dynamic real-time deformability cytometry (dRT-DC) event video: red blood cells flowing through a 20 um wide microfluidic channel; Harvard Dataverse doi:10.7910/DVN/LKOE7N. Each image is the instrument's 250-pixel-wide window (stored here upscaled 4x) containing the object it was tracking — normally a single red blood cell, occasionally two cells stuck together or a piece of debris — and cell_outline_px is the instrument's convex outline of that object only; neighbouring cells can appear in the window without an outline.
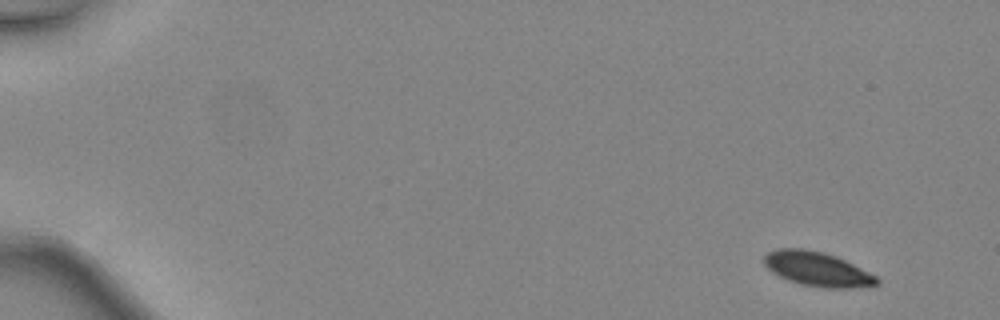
{"species": "common noctule bat (a hibernating species)", "species_latin": "Nyctalus noctula", "temperature_condition": "warm", "stored_images_in_passage": 45, "camera_frame_rate_fps": 3000, "um_per_image_px": 0.085, "animal": {"sex": "female", "body_mass_g": 24.6, "forearm_length_mm": 56.2}, "frame": {"image": 1, "passage_image": 1, "time_ms": 0.0, "image_size_px": [1000, 320], "cell_outline_px": [[880, 284], [852, 288], [828, 288], [800, 284], [788, 280], [772, 272], [764, 264], [764, 256], [768, 252], [776, 248], [804, 248], [824, 252], [836, 256], [876, 276], [880, 280]], "centroid_in_image_um": [69.46, 22.86], "position_along_channel_um": 15.5, "area_um2": 22.48}}
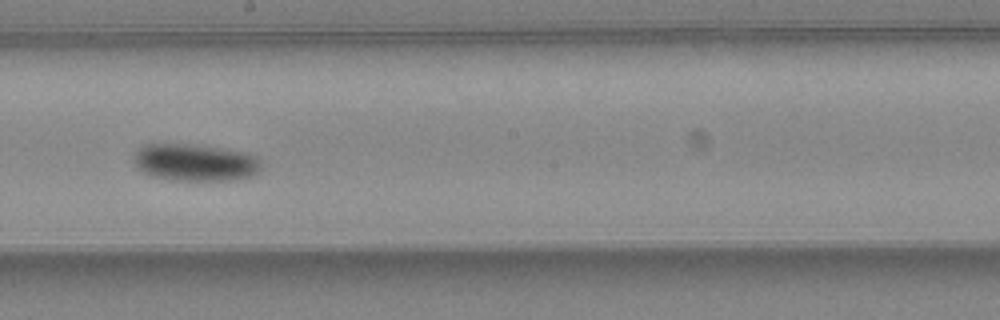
{"frame": {"image": 2, "passage_image": 26, "time_ms": 8.333, "image_size_px": [1000, 320], "cell_outline_px": [[260, 172], [252, 176], [236, 180], [168, 180], [152, 176], [136, 168], [132, 160], [132, 156], [144, 144], [192, 144], [248, 152], [256, 156], [260, 160]], "centroid_in_image_um": [16.58, 13.81], "position_along_channel_um": 231.6, "area_um2": 27.98}}
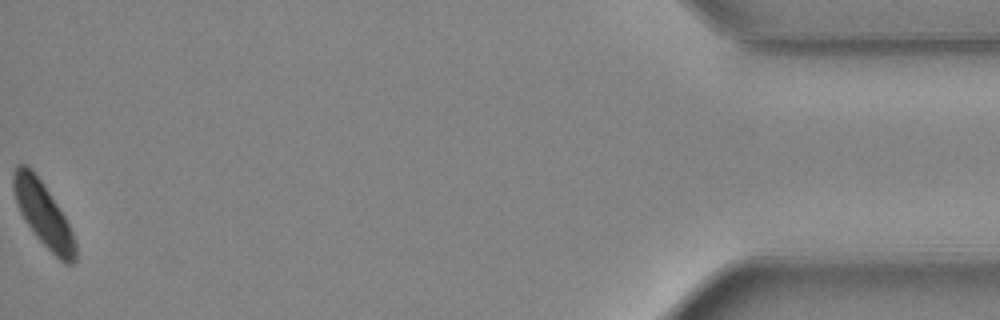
{"frame": {"image": 3, "passage_image": 45, "time_ms": 14.667, "image_size_px": [1000, 320], "cell_outline_px": [[76, 260], [72, 264], [64, 264], [36, 236], [24, 220], [20, 212], [12, 188], [12, 172], [16, 164], [24, 164], [32, 168], [44, 184], [64, 216], [72, 232], [76, 244]], "centroid_in_image_um": [3.65, 18.17], "position_along_channel_um": 431.5, "area_um2": 23.06}, "authors_computed_cell_mechanics": {"area_um2": 25.2008, "velocity_mm_per_s": 4.4969, "shape_relaxation_time_tau1_ms": 2.9782, "shape_relaxation_time_tau2_ms": null, "deformation_change_tau1": 0.0928, "deformation_change_tau2": null}}